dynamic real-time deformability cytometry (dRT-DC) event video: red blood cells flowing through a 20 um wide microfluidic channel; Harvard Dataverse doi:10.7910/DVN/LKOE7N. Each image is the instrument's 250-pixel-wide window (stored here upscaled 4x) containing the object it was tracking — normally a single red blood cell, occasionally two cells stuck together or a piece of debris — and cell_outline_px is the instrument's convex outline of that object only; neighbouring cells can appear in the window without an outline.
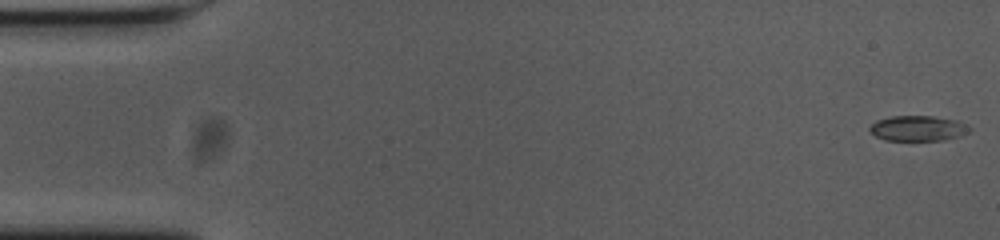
{"species": "common noctule bat (a hibernating species)", "species_latin": "Nyctalus noctula", "temperature_condition": "cold", "stored_images_in_passage": 55, "camera_frame_rate_fps": 3000, "um_per_image_px": 0.085, "animal": {"sex": "female", "body_mass_g": 23.0, "forearm_length_mm": 53.4}, "frame": {"image": 1, "passage_image": 1, "time_ms": 0.0, "image_size_px": [1000, 240], "cell_outline_px": [[972, 132], [960, 136], [944, 140], [884, 140], [876, 136], [868, 128], [876, 120], [892, 116], [932, 116], [956, 120], [972, 128]], "centroid_in_image_um": [78.05, 10.91], "position_along_channel_um": 6.9, "area_um2": 14.74}}
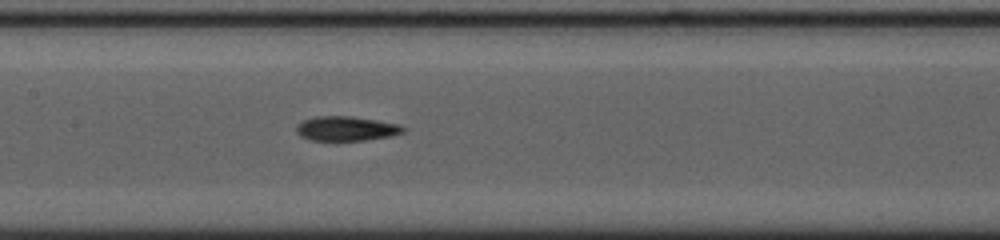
{"frame": {"image": 2, "passage_image": 26, "time_ms": 8.333, "image_size_px": [1000, 240], "cell_outline_px": [[408, 128], [404, 132], [388, 136], [364, 140], [312, 140], [300, 136], [296, 132], [296, 124], [304, 120], [316, 116], [352, 116], [400, 124]], "centroid_in_image_um": [29.43, 10.92], "position_along_channel_um": 178.0, "area_um2": 15.26}}
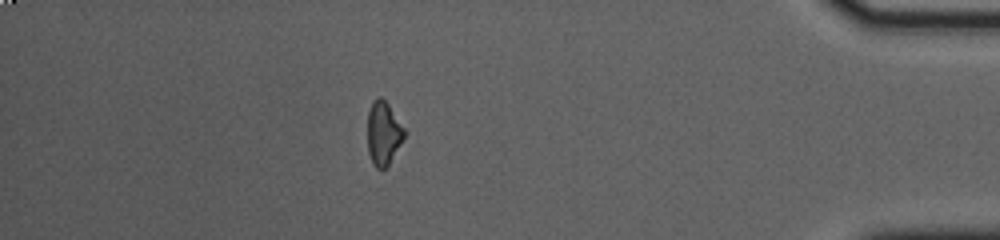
{"frame": {"image": 3, "passage_image": 48, "time_ms": 15.667, "image_size_px": [1000, 240], "cell_outline_px": [[404, 136], [400, 144], [388, 164], [384, 168], [376, 168], [372, 164], [368, 152], [368, 112], [372, 100], [376, 96], [380, 96], [388, 104], [404, 128]], "centroid_in_image_um": [32.56, 11.29], "position_along_channel_um": 402.6, "area_um2": 13.41}, "authors_computed_cell_mechanics": {"area_um2": 14.8546, "velocity_mm_per_s": 3.7127, "shape_relaxation_time_tau1_ms": null, "shape_relaxation_time_tau2_ms": 5.1727, "deformation_change_tau1": null, "deformation_change_tau2": 0.1174}}